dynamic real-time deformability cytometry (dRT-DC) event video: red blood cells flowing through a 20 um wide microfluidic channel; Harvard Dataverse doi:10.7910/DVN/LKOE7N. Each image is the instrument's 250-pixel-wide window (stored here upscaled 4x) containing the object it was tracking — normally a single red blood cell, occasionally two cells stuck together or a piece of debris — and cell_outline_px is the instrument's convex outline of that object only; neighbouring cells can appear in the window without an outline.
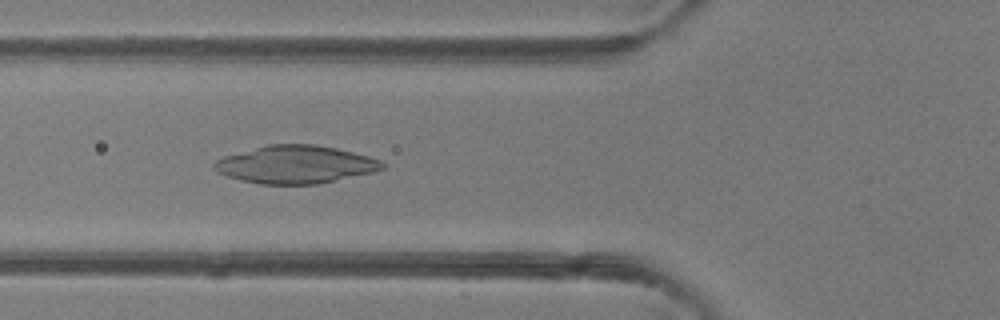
{"species": "common noctule bat (a hibernating species)", "species_latin": "Nyctalus noctula", "temperature_condition": "room temperature", "stored_images_in_passage": 32, "camera_frame_rate_fps": 3000, "um_per_image_px": 0.085, "animal": {"sex": "female"}, "frame": {"image": 1, "passage_image": 11, "time_ms": 3.333, "image_size_px": [1000, 320], "cell_outline_px": [[384, 168], [372, 172], [316, 184], [260, 184], [240, 180], [216, 172], [212, 168], [212, 164], [216, 160], [224, 156], [268, 144], [316, 144], [336, 148], [368, 156], [380, 160], [384, 164]], "centroid_in_image_um": [25.07, 13.98], "position_along_channel_um": 100.7, "area_um2": 36.88}}
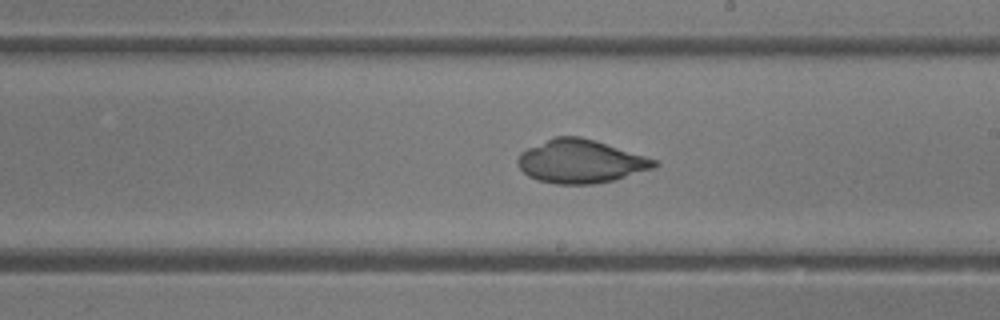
{"frame": {"image": 2, "passage_image": 21, "time_ms": 6.667, "image_size_px": [1000, 320], "cell_outline_px": [[660, 164], [656, 168], [612, 180], [592, 184], [556, 184], [536, 180], [528, 176], [516, 164], [516, 160], [520, 152], [528, 148], [556, 136], [580, 136], [644, 156], [656, 160]], "centroid_in_image_um": [49.32, 13.73], "position_along_channel_um": 239.7, "area_um2": 34.22}}
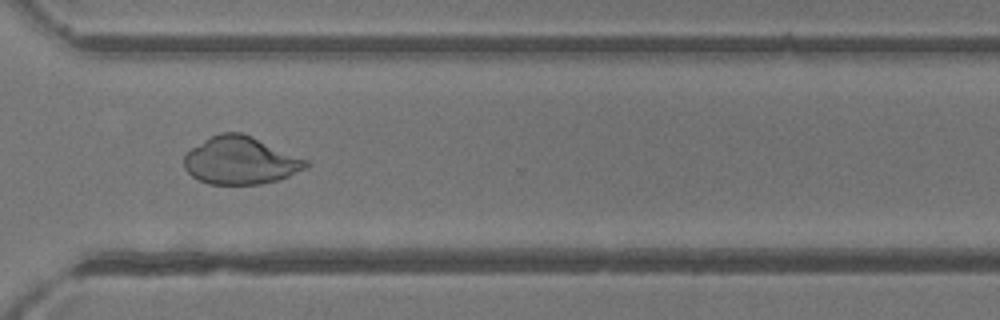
{"frame": {"image": 3, "passage_image": 29, "time_ms": 9.333, "image_size_px": [1000, 320], "cell_outline_px": [[312, 164], [308, 168], [280, 180], [260, 184], [208, 184], [192, 176], [184, 168], [184, 156], [192, 148], [204, 140], [220, 132], [240, 132], [252, 136], [308, 160]], "centroid_in_image_um": [20.48, 13.65], "position_along_channel_um": 350.1, "area_um2": 33.93}}